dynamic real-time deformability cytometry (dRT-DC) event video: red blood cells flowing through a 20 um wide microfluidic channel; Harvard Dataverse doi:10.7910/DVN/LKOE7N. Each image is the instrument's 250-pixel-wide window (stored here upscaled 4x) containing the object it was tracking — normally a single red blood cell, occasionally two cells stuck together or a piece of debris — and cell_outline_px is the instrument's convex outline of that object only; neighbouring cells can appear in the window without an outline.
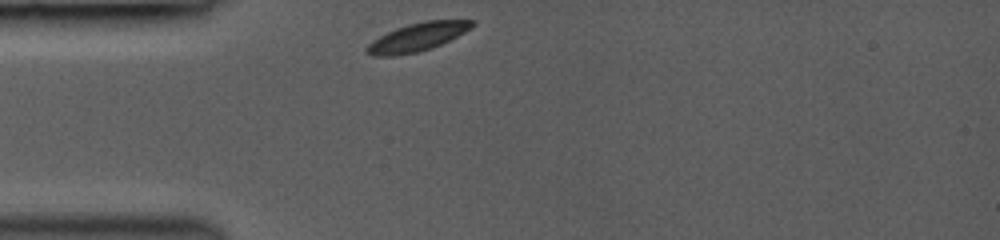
{"species": "common noctule bat (a hibernating species)", "species_latin": "Nyctalus noctula", "temperature_condition": "room temperature", "stored_images_in_passage": 10, "camera_frame_rate_fps": 3000, "um_per_image_px": 0.085, "animal": {"sex": "female", "body_mass_g": 19.0, "forearm_length_mm": 53.3}, "frame": {"image": 1, "passage_image": 1, "time_ms": 0.0, "image_size_px": [1000, 240], "cell_outline_px": [[476, 24], [472, 28], [432, 48], [416, 52], [392, 56], [372, 56], [364, 52], [364, 48], [372, 40], [396, 28], [408, 24], [424, 20], [476, 20]], "centroid_in_image_um": [35.45, 3.15], "position_along_channel_um": 49.5, "area_um2": 17.34}}
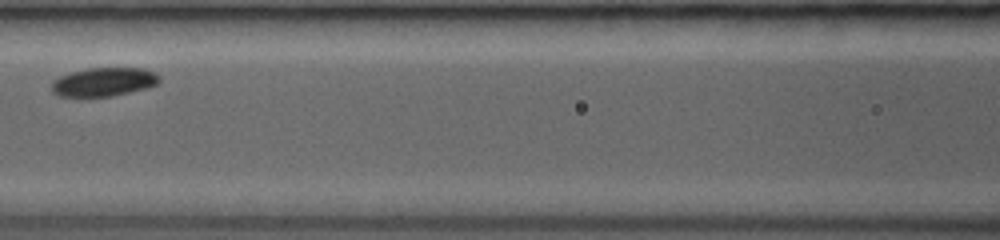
{"frame": {"image": 2, "passage_image": 6, "time_ms": 3.0, "image_size_px": [1000, 240], "cell_outline_px": [[160, 80], [156, 84], [148, 88], [112, 96], [56, 96], [52, 92], [52, 80], [60, 76], [72, 72], [88, 68], [144, 68], [156, 72], [160, 76]], "centroid_in_image_um": [8.84, 6.96], "position_along_channel_um": 157.8, "area_um2": 18.09}}
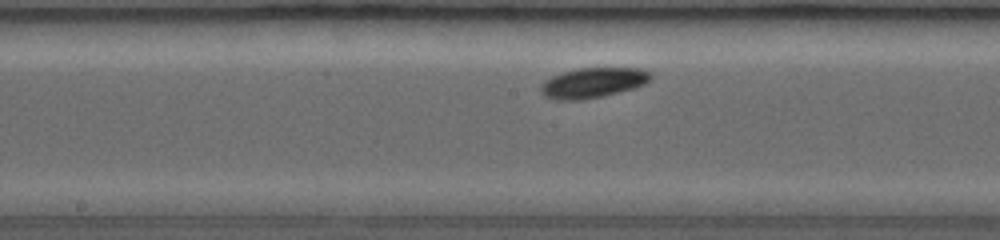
{"frame": {"image": 3, "passage_image": 8, "time_ms": 4.0, "image_size_px": [1000, 240], "cell_outline_px": [[652, 80], [636, 88], [604, 96], [580, 100], [556, 100], [544, 96], [540, 92], [540, 88], [544, 80], [552, 76], [576, 68], [640, 68], [652, 72]], "centroid_in_image_um": [50.43, 7.04], "position_along_channel_um": 197.8, "area_um2": 19.59}}